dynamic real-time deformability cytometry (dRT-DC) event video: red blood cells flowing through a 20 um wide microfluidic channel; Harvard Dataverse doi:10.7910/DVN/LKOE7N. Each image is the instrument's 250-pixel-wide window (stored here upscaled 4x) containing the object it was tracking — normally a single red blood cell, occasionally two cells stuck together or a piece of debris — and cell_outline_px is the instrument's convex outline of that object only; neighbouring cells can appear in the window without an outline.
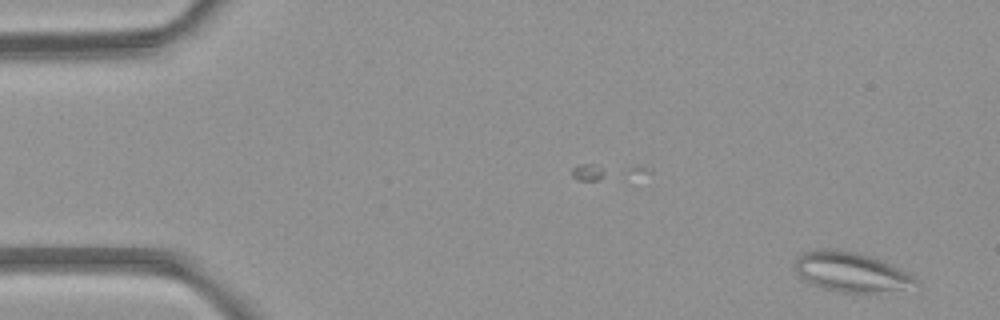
{"species": "common noctule bat (a hibernating species)", "species_latin": "Nyctalus noctula", "temperature_condition": "room temperature", "stored_images_in_passage": 2, "camera_frame_rate_fps": 3000, "um_per_image_px": 0.085, "animal": {"sex": "female", "body_mass_g": 21.9}, "frame": {"image": 1, "passage_image": 2, "time_ms": 1.333, "image_size_px": [1000, 320], "cell_outline_px": [[920, 292], [836, 292], [820, 288], [808, 284], [792, 268], [792, 264], [796, 256], [804, 252], [820, 248], [840, 248], [872, 256], [892, 264], [908, 272], [920, 280]], "centroid_in_image_um": [72.45, 23.15], "position_along_channel_um": 12.6, "area_um2": 29.77}}